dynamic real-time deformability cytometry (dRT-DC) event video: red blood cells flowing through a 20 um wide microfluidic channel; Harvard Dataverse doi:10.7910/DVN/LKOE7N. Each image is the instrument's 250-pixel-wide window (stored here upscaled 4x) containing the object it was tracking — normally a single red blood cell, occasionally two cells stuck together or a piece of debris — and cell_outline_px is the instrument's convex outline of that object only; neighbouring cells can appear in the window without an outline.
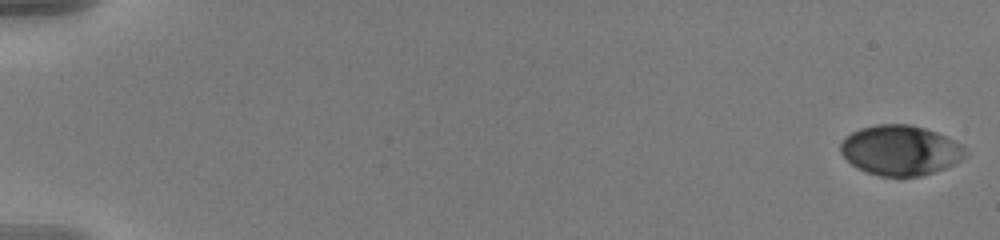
{"species": "human", "species_latin": "Homo sapiens", "temperature_condition": "warm", "stored_images_in_passage": 57, "camera_frame_rate_fps": 3000, "um_per_image_px": 0.085, "donor": {"sex": "male"}, "frame": {"image": 1, "passage_image": 1, "time_ms": 0.0, "image_size_px": [1000, 240], "cell_outline_px": [[972, 152], [960, 160], [944, 168], [920, 176], [880, 176], [868, 172], [852, 164], [840, 152], [840, 144], [852, 132], [860, 128], [876, 124], [912, 124], [936, 132], [960, 144]], "centroid_in_image_um": [76.56, 12.76], "position_along_channel_um": 8.4, "area_um2": 36.13}}
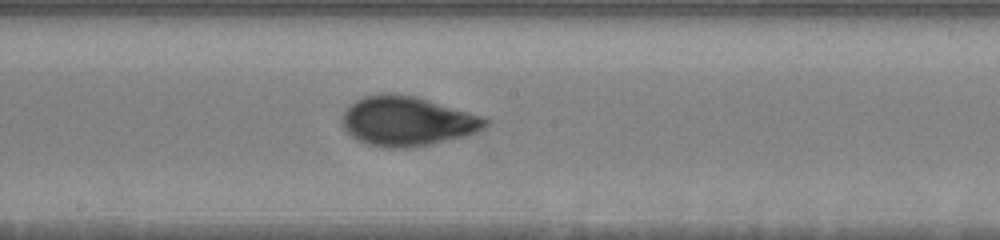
{"frame": {"image": 2, "passage_image": 33, "time_ms": 10.667, "image_size_px": [1000, 240], "cell_outline_px": [[488, 124], [484, 128], [468, 136], [408, 148], [388, 148], [368, 144], [356, 140], [344, 128], [344, 112], [356, 100], [364, 96], [384, 92], [392, 92], [416, 96], [484, 116], [488, 120]], "centroid_in_image_um": [34.65, 10.29], "position_along_channel_um": 213.5, "area_um2": 41.33}}
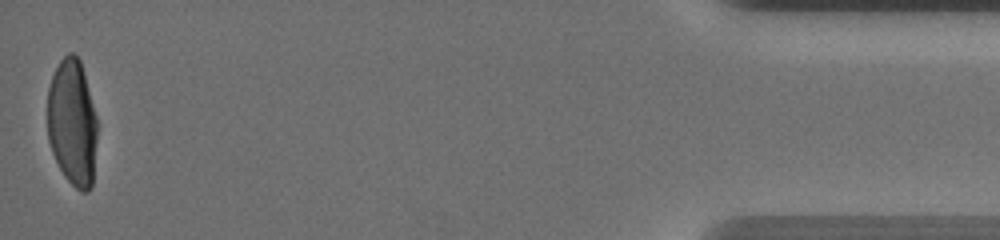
{"frame": {"image": 3, "passage_image": 57, "time_ms": 18.667, "image_size_px": [1000, 240], "cell_outline_px": [[96, 140], [92, 188], [88, 192], [80, 192], [64, 176], [52, 152], [48, 140], [48, 88], [52, 76], [60, 60], [68, 52], [72, 52], [80, 60], [96, 116]], "centroid_in_image_um": [6.14, 10.45], "position_along_channel_um": 429.1, "area_um2": 36.59}, "authors_computed_cell_mechanics": {"area_um2": 38.726, "velocity_mm_per_s": 3.6467, "shape_relaxation_time_tau1_ms": 4.1462, "shape_relaxation_time_tau2_ms": 1.0972, "deformation_change_tau1": 0.1686, "deformation_change_tau2": 0.0535}}